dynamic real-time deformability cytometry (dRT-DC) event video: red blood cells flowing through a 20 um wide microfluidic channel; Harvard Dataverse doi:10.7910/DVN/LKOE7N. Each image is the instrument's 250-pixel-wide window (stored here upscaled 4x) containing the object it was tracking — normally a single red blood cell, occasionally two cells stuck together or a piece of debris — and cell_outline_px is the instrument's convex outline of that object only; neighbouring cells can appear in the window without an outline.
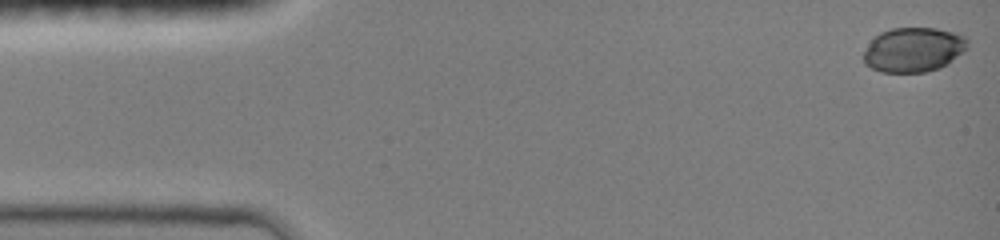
{"species": "common noctule bat (a hibernating species)", "species_latin": "Nyctalus noctula", "temperature_condition": "room temperature", "stored_images_in_passage": 44, "camera_frame_rate_fps": 3000, "um_per_image_px": 0.085, "animal": {"sex": "female", "body_mass_g": 19.0, "forearm_length_mm": 51.5}, "frame": {"image": 1, "passage_image": 1, "time_ms": 0.0, "image_size_px": [1000, 240], "cell_outline_px": [[968, 48], [948, 64], [940, 68], [924, 72], [880, 72], [864, 64], [864, 52], [872, 40], [880, 32], [892, 28], [936, 28], [952, 32], [964, 36], [968, 40]], "centroid_in_image_um": [77.66, 4.23], "position_along_channel_um": 7.3, "area_um2": 26.99}}
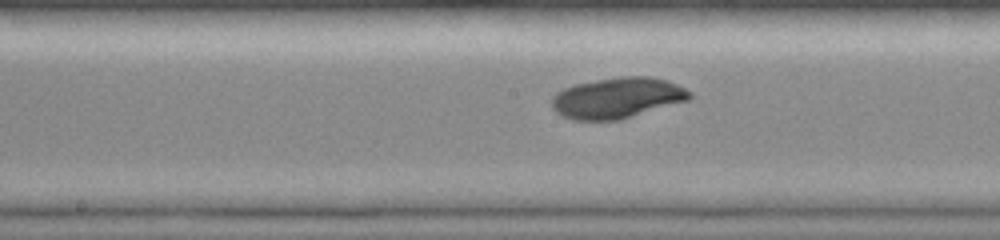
{"frame": {"image": 2, "passage_image": 24, "time_ms": 7.667, "image_size_px": [1000, 240], "cell_outline_px": [[692, 96], [688, 100], [620, 120], [572, 120], [556, 112], [552, 108], [552, 96], [556, 92], [564, 88], [576, 84], [596, 80], [620, 76], [652, 76], [668, 80], [692, 92]], "centroid_in_image_um": [52.47, 8.31], "position_along_channel_um": 195.7, "area_um2": 32.83}}
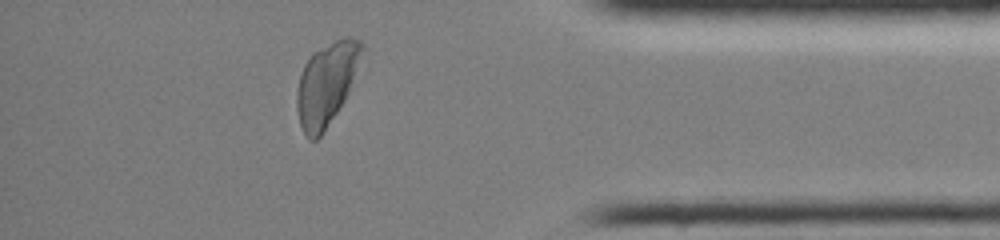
{"frame": {"image": 3, "passage_image": 41, "time_ms": 13.333, "image_size_px": [1000, 240], "cell_outline_px": [[364, 48], [348, 92], [344, 100], [324, 132], [316, 140], [308, 140], [300, 124], [296, 108], [296, 92], [300, 76], [304, 64], [312, 52], [344, 36], [348, 36], [360, 40], [364, 44]], "centroid_in_image_um": [27.73, 7.12], "position_along_channel_um": 407.5, "area_um2": 31.04}}